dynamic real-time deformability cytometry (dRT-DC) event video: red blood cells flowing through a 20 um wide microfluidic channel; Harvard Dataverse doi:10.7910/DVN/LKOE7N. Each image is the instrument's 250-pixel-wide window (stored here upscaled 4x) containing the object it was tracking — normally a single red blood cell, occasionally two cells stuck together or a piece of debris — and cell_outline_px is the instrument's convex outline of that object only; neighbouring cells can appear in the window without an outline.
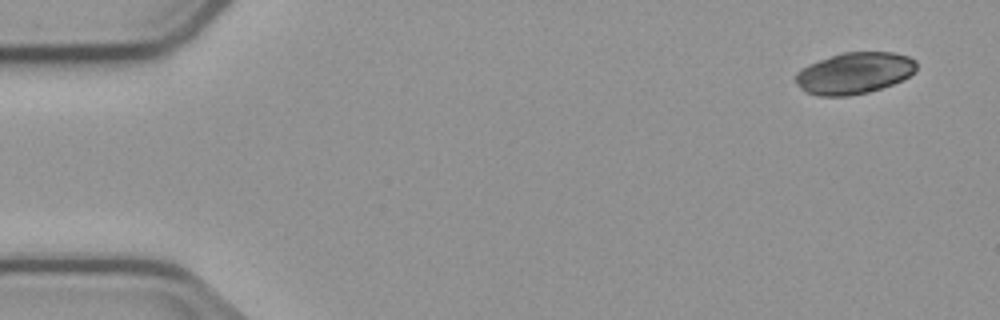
{"species": "common noctule bat (a hibernating species)", "species_latin": "Nyctalus noctula", "temperature_condition": "cold", "stored_images_in_passage": 6, "segment_of_instrument_passage": [2, 2], "camera_frame_rate_fps": 3000, "um_per_image_px": 0.085, "animal": {"sex": "male", "body_mass_g": 23.1, "forearm_length_mm": 52.7}, "frame": {"image": 1, "passage_image": 6, "time_ms": 5.667, "image_size_px": [1000, 320], "cell_outline_px": [[916, 68], [908, 76], [892, 84], [868, 92], [848, 96], [820, 96], [808, 92], [800, 88], [796, 80], [796, 72], [800, 68], [808, 64], [844, 52], [892, 52], [908, 56], [916, 60]], "centroid_in_image_um": [72.6, 6.21], "position_along_channel_um": 12.4, "area_um2": 28.9}}